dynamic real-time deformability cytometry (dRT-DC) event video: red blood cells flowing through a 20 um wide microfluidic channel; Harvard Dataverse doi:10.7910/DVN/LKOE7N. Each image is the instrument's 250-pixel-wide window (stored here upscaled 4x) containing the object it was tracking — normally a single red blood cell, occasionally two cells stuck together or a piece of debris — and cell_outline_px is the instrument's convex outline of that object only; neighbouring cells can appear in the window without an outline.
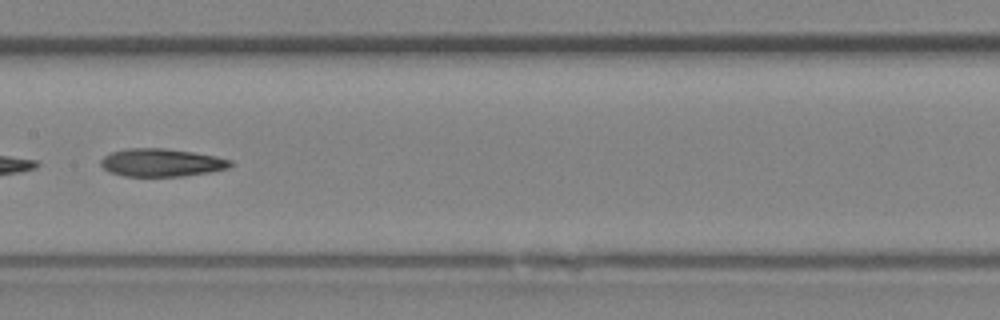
{"species": "Egyptian fruit bat (a non-hibernating species)", "species_latin": "Rousettus aegyptiacus", "temperature_condition": "room temperature", "stored_images_in_passage": 35, "segment_of_instrument_passage": [2, 2], "camera_frame_rate_fps": 3000, "um_per_image_px": 0.085, "animal": {"sex": "female"}, "frame": {"image": 1, "passage_image": 18, "time_ms": 5.667, "image_size_px": [1000, 320], "cell_outline_px": [[236, 164], [228, 168], [208, 172], [184, 176], [124, 176], [108, 172], [100, 164], [100, 160], [104, 156], [112, 152], [124, 148], [164, 148], [192, 152], [216, 156], [232, 160]], "centroid_in_image_um": [13.73, 13.82], "position_along_channel_um": 193.7, "area_um2": 21.21}}